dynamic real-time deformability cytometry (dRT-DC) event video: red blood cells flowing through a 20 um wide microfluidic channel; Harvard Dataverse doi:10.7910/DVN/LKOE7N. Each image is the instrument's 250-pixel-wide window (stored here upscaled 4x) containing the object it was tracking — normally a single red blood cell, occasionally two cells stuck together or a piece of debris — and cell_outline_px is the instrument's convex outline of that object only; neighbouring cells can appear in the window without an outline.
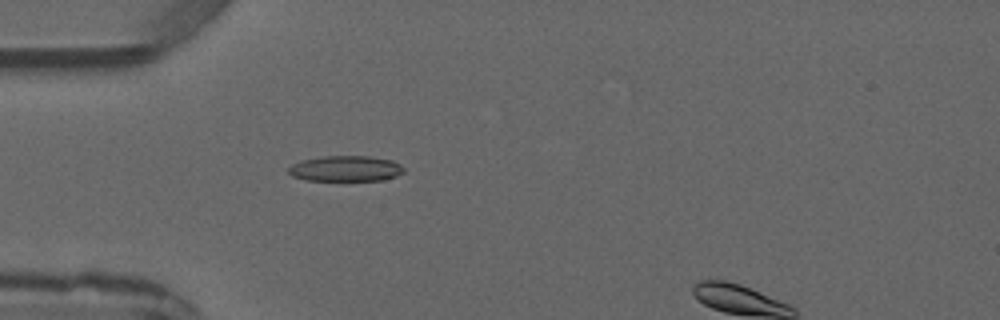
{"species": "common noctule bat (a hibernating species)", "species_latin": "Nyctalus noctula", "temperature_condition": "warm", "stored_images_in_passage": 2, "segment_of_instrument_passage": [1, 2], "camera_frame_rate_fps": 3000, "um_per_image_px": 0.085, "animal": {"sex": "male", "forearm_length_mm": 52.5}, "frame": {"image": 1, "passage_image": 1, "time_ms": 0.0, "image_size_px": [1000, 320], "cell_outline_px": [[404, 172], [396, 176], [384, 180], [308, 180], [292, 176], [288, 172], [288, 168], [292, 164], [300, 160], [320, 156], [368, 156], [392, 160], [400, 164], [404, 168]], "centroid_in_image_um": [29.37, 14.32], "position_along_channel_um": 55.6, "area_um2": 17.28}}